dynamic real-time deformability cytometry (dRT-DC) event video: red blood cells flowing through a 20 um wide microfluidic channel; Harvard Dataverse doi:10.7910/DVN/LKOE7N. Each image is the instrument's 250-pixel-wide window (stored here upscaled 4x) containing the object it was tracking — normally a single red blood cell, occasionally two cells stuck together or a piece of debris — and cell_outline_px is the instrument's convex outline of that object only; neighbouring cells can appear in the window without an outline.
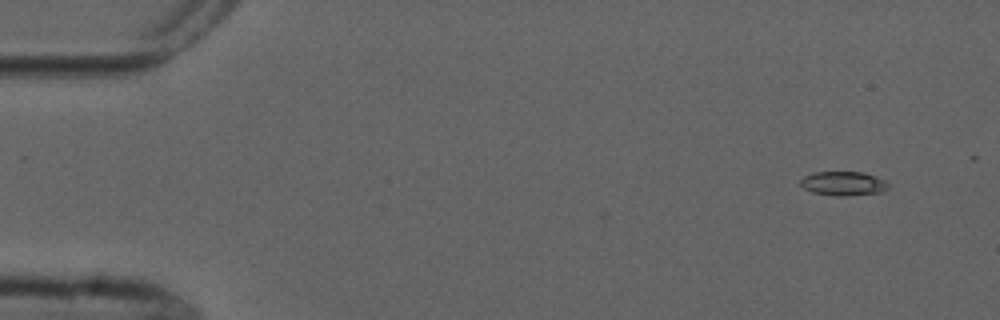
{"species": "common noctule bat (a hibernating species)", "species_latin": "Nyctalus noctula", "temperature_condition": "cold", "stored_images_in_passage": 2, "camera_frame_rate_fps": 3000, "um_per_image_px": 0.085, "animal": {"sex": "male", "forearm_length_mm": 52.5}, "frame": {"image": 1, "passage_image": 2, "time_ms": 1.0, "image_size_px": [1000, 320], "cell_outline_px": [[892, 184], [888, 188], [880, 192], [844, 196], [836, 196], [812, 192], [804, 188], [800, 184], [800, 180], [804, 176], [812, 172], [864, 172], [888, 180]], "centroid_in_image_um": [71.73, 15.58], "position_along_channel_um": 13.3, "area_um2": 12.54}}